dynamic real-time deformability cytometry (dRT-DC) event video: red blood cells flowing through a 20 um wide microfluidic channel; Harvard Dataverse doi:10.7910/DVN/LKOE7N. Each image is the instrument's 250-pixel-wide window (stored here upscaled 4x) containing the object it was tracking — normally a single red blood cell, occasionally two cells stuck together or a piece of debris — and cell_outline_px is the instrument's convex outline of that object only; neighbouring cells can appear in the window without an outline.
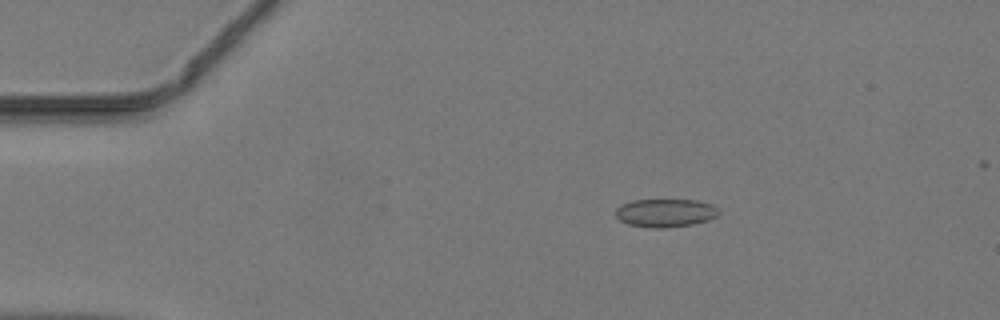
{"species": "common noctule bat (a hibernating species)", "species_latin": "Nyctalus noctula", "temperature_condition": "warm", "stored_images_in_passage": 44, "camera_frame_rate_fps": 3000, "um_per_image_px": 0.085, "animal": {"sex": "male", "body_mass_g": 19.2, "forearm_length_mm": 51.8}, "frame": {"image": 1, "passage_image": 6, "time_ms": 1.667, "image_size_px": [1000, 320], "cell_outline_px": [[720, 212], [716, 216], [708, 220], [692, 224], [668, 228], [652, 228], [628, 224], [620, 220], [616, 216], [616, 208], [620, 204], [632, 200], [696, 200], [712, 204]], "centroid_in_image_um": [56.54, 18.09], "position_along_channel_um": 28.5, "area_um2": 16.99}}
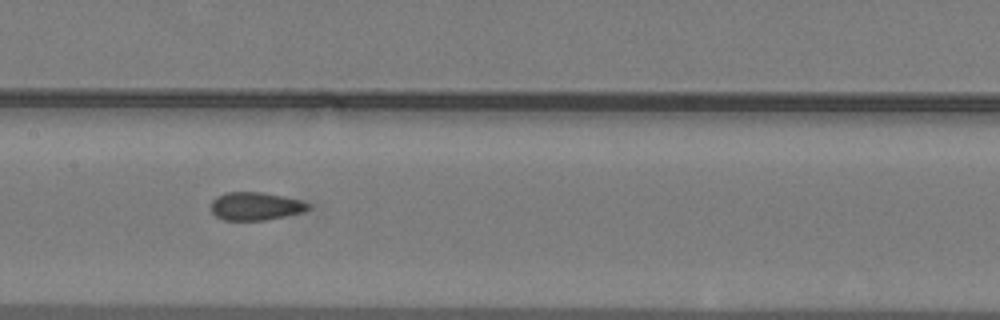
{"frame": {"image": 2, "passage_image": 21, "time_ms": 6.667, "image_size_px": [1000, 320], "cell_outline_px": [[312, 208], [304, 212], [264, 220], [224, 220], [216, 216], [212, 212], [212, 200], [216, 196], [224, 192], [260, 192], [300, 200], [308, 204]], "centroid_in_image_um": [21.7, 17.53], "position_along_channel_um": 185.7, "area_um2": 15.78}}
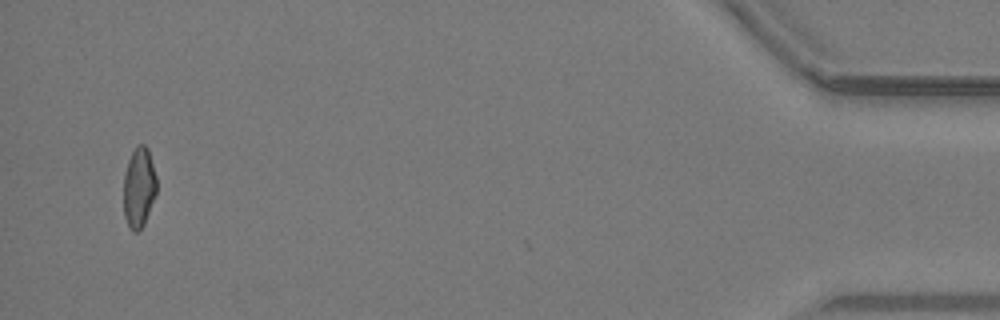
{"frame": {"image": 3, "passage_image": 43, "time_ms": 14.0, "image_size_px": [1000, 320], "cell_outline_px": [[156, 192], [144, 224], [136, 232], [132, 232], [128, 228], [124, 216], [124, 172], [128, 160], [136, 144], [144, 144], [148, 148], [156, 176]], "centroid_in_image_um": [11.79, 15.92], "position_along_channel_um": 423.4, "area_um2": 15.49}}